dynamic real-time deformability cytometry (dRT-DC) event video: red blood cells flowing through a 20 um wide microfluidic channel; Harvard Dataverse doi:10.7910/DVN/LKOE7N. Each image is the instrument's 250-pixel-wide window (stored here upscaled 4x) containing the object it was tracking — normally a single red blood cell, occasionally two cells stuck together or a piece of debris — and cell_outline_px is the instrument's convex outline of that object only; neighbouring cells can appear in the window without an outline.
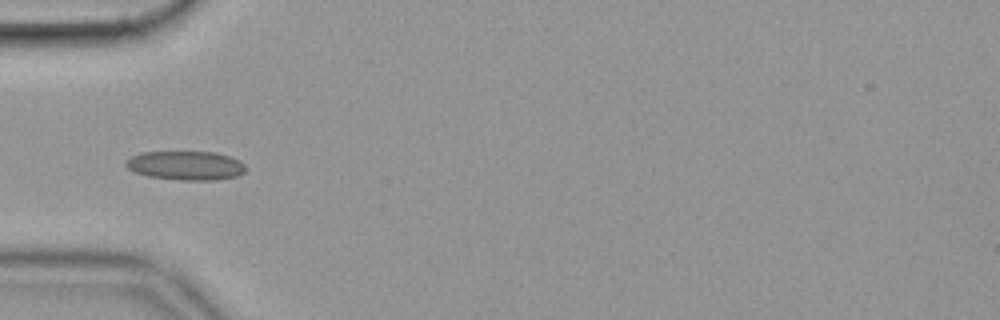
{"species": "common noctule bat (a hibernating species)", "species_latin": "Nyctalus noctula", "temperature_condition": "cold", "stored_images_in_passage": 24, "camera_frame_rate_fps": 3000, "um_per_image_px": 0.085, "animal": {"sex": "female", "body_mass_g": 19.9}, "frame": {"image": 1, "passage_image": 1, "time_ms": 0.0, "image_size_px": [1000, 320], "cell_outline_px": [[248, 168], [244, 172], [236, 176], [216, 180], [180, 180], [148, 176], [136, 172], [128, 168], [124, 164], [124, 160], [140, 152], [216, 152], [240, 160]], "centroid_in_image_um": [15.8, 14.06], "position_along_channel_um": 69.2, "area_um2": 20.35}}